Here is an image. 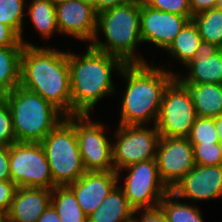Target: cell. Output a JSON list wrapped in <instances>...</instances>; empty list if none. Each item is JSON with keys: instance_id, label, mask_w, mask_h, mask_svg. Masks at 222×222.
<instances>
[{"instance_id": "cell-7", "label": "cell", "mask_w": 222, "mask_h": 222, "mask_svg": "<svg viewBox=\"0 0 222 222\" xmlns=\"http://www.w3.org/2000/svg\"><path fill=\"white\" fill-rule=\"evenodd\" d=\"M9 169L11 181L17 187L49 190L56 187L46 153L40 142H15L11 144Z\"/></svg>"}, {"instance_id": "cell-17", "label": "cell", "mask_w": 222, "mask_h": 222, "mask_svg": "<svg viewBox=\"0 0 222 222\" xmlns=\"http://www.w3.org/2000/svg\"><path fill=\"white\" fill-rule=\"evenodd\" d=\"M186 66L189 68L187 76L175 73L181 83L222 84V49L218 46L202 41L194 59L189 61Z\"/></svg>"}, {"instance_id": "cell-20", "label": "cell", "mask_w": 222, "mask_h": 222, "mask_svg": "<svg viewBox=\"0 0 222 222\" xmlns=\"http://www.w3.org/2000/svg\"><path fill=\"white\" fill-rule=\"evenodd\" d=\"M191 93L199 117L215 118L222 114V84H184Z\"/></svg>"}, {"instance_id": "cell-43", "label": "cell", "mask_w": 222, "mask_h": 222, "mask_svg": "<svg viewBox=\"0 0 222 222\" xmlns=\"http://www.w3.org/2000/svg\"><path fill=\"white\" fill-rule=\"evenodd\" d=\"M218 8L222 9V0H219V3H218Z\"/></svg>"}, {"instance_id": "cell-22", "label": "cell", "mask_w": 222, "mask_h": 222, "mask_svg": "<svg viewBox=\"0 0 222 222\" xmlns=\"http://www.w3.org/2000/svg\"><path fill=\"white\" fill-rule=\"evenodd\" d=\"M202 42L197 25L189 20L165 50L172 58L186 65L194 56Z\"/></svg>"}, {"instance_id": "cell-27", "label": "cell", "mask_w": 222, "mask_h": 222, "mask_svg": "<svg viewBox=\"0 0 222 222\" xmlns=\"http://www.w3.org/2000/svg\"><path fill=\"white\" fill-rule=\"evenodd\" d=\"M25 0H0V22L11 27L20 37L24 46L35 47L23 39V16Z\"/></svg>"}, {"instance_id": "cell-26", "label": "cell", "mask_w": 222, "mask_h": 222, "mask_svg": "<svg viewBox=\"0 0 222 222\" xmlns=\"http://www.w3.org/2000/svg\"><path fill=\"white\" fill-rule=\"evenodd\" d=\"M202 41L214 44L222 49V9H213L193 15Z\"/></svg>"}, {"instance_id": "cell-29", "label": "cell", "mask_w": 222, "mask_h": 222, "mask_svg": "<svg viewBox=\"0 0 222 222\" xmlns=\"http://www.w3.org/2000/svg\"><path fill=\"white\" fill-rule=\"evenodd\" d=\"M193 146L195 165H222V155L218 143H191Z\"/></svg>"}, {"instance_id": "cell-6", "label": "cell", "mask_w": 222, "mask_h": 222, "mask_svg": "<svg viewBox=\"0 0 222 222\" xmlns=\"http://www.w3.org/2000/svg\"><path fill=\"white\" fill-rule=\"evenodd\" d=\"M40 143L56 186L74 183L86 172L75 134L74 115L65 116Z\"/></svg>"}, {"instance_id": "cell-10", "label": "cell", "mask_w": 222, "mask_h": 222, "mask_svg": "<svg viewBox=\"0 0 222 222\" xmlns=\"http://www.w3.org/2000/svg\"><path fill=\"white\" fill-rule=\"evenodd\" d=\"M147 125H119L112 142L113 166L115 172L132 164L156 158L160 138L156 128Z\"/></svg>"}, {"instance_id": "cell-23", "label": "cell", "mask_w": 222, "mask_h": 222, "mask_svg": "<svg viewBox=\"0 0 222 222\" xmlns=\"http://www.w3.org/2000/svg\"><path fill=\"white\" fill-rule=\"evenodd\" d=\"M28 15L42 38H50L59 32L56 20V6L50 0H33L28 5Z\"/></svg>"}, {"instance_id": "cell-13", "label": "cell", "mask_w": 222, "mask_h": 222, "mask_svg": "<svg viewBox=\"0 0 222 222\" xmlns=\"http://www.w3.org/2000/svg\"><path fill=\"white\" fill-rule=\"evenodd\" d=\"M55 6L59 33L90 44L96 33L98 14L91 1L68 0Z\"/></svg>"}, {"instance_id": "cell-1", "label": "cell", "mask_w": 222, "mask_h": 222, "mask_svg": "<svg viewBox=\"0 0 222 222\" xmlns=\"http://www.w3.org/2000/svg\"><path fill=\"white\" fill-rule=\"evenodd\" d=\"M20 86L51 102L65 116L72 115L68 52L24 46Z\"/></svg>"}, {"instance_id": "cell-2", "label": "cell", "mask_w": 222, "mask_h": 222, "mask_svg": "<svg viewBox=\"0 0 222 222\" xmlns=\"http://www.w3.org/2000/svg\"><path fill=\"white\" fill-rule=\"evenodd\" d=\"M72 115L90 114L104 96L114 94L112 71L119 73L126 63L119 57L92 48L85 54L68 53Z\"/></svg>"}, {"instance_id": "cell-19", "label": "cell", "mask_w": 222, "mask_h": 222, "mask_svg": "<svg viewBox=\"0 0 222 222\" xmlns=\"http://www.w3.org/2000/svg\"><path fill=\"white\" fill-rule=\"evenodd\" d=\"M135 210L118 184L102 204L87 217L88 222H132Z\"/></svg>"}, {"instance_id": "cell-4", "label": "cell", "mask_w": 222, "mask_h": 222, "mask_svg": "<svg viewBox=\"0 0 222 222\" xmlns=\"http://www.w3.org/2000/svg\"><path fill=\"white\" fill-rule=\"evenodd\" d=\"M142 0L103 10L97 14L96 33L89 44L92 48L121 58L126 64L147 63L137 55L136 47L142 42L140 8ZM106 42L99 41V33Z\"/></svg>"}, {"instance_id": "cell-24", "label": "cell", "mask_w": 222, "mask_h": 222, "mask_svg": "<svg viewBox=\"0 0 222 222\" xmlns=\"http://www.w3.org/2000/svg\"><path fill=\"white\" fill-rule=\"evenodd\" d=\"M51 204L61 222H88L73 192L67 186H56L51 193Z\"/></svg>"}, {"instance_id": "cell-30", "label": "cell", "mask_w": 222, "mask_h": 222, "mask_svg": "<svg viewBox=\"0 0 222 222\" xmlns=\"http://www.w3.org/2000/svg\"><path fill=\"white\" fill-rule=\"evenodd\" d=\"M15 142L11 109L6 100L0 97V146H10Z\"/></svg>"}, {"instance_id": "cell-40", "label": "cell", "mask_w": 222, "mask_h": 222, "mask_svg": "<svg viewBox=\"0 0 222 222\" xmlns=\"http://www.w3.org/2000/svg\"><path fill=\"white\" fill-rule=\"evenodd\" d=\"M0 222H7V214L0 211Z\"/></svg>"}, {"instance_id": "cell-3", "label": "cell", "mask_w": 222, "mask_h": 222, "mask_svg": "<svg viewBox=\"0 0 222 222\" xmlns=\"http://www.w3.org/2000/svg\"><path fill=\"white\" fill-rule=\"evenodd\" d=\"M120 75L126 80L119 125L156 124L168 84L175 72L155 68L148 63L126 64Z\"/></svg>"}, {"instance_id": "cell-16", "label": "cell", "mask_w": 222, "mask_h": 222, "mask_svg": "<svg viewBox=\"0 0 222 222\" xmlns=\"http://www.w3.org/2000/svg\"><path fill=\"white\" fill-rule=\"evenodd\" d=\"M119 184L115 171H86L77 181L67 185L88 217Z\"/></svg>"}, {"instance_id": "cell-21", "label": "cell", "mask_w": 222, "mask_h": 222, "mask_svg": "<svg viewBox=\"0 0 222 222\" xmlns=\"http://www.w3.org/2000/svg\"><path fill=\"white\" fill-rule=\"evenodd\" d=\"M23 48L24 46L0 47V97L20 85Z\"/></svg>"}, {"instance_id": "cell-31", "label": "cell", "mask_w": 222, "mask_h": 222, "mask_svg": "<svg viewBox=\"0 0 222 222\" xmlns=\"http://www.w3.org/2000/svg\"><path fill=\"white\" fill-rule=\"evenodd\" d=\"M153 9L186 16L192 20V12L189 6V0H143Z\"/></svg>"}, {"instance_id": "cell-36", "label": "cell", "mask_w": 222, "mask_h": 222, "mask_svg": "<svg viewBox=\"0 0 222 222\" xmlns=\"http://www.w3.org/2000/svg\"><path fill=\"white\" fill-rule=\"evenodd\" d=\"M219 0H189L192 15L213 9L218 6Z\"/></svg>"}, {"instance_id": "cell-35", "label": "cell", "mask_w": 222, "mask_h": 222, "mask_svg": "<svg viewBox=\"0 0 222 222\" xmlns=\"http://www.w3.org/2000/svg\"><path fill=\"white\" fill-rule=\"evenodd\" d=\"M10 146H0V180L11 181L10 169Z\"/></svg>"}, {"instance_id": "cell-18", "label": "cell", "mask_w": 222, "mask_h": 222, "mask_svg": "<svg viewBox=\"0 0 222 222\" xmlns=\"http://www.w3.org/2000/svg\"><path fill=\"white\" fill-rule=\"evenodd\" d=\"M52 190L18 187L7 214V222H36L51 203Z\"/></svg>"}, {"instance_id": "cell-25", "label": "cell", "mask_w": 222, "mask_h": 222, "mask_svg": "<svg viewBox=\"0 0 222 222\" xmlns=\"http://www.w3.org/2000/svg\"><path fill=\"white\" fill-rule=\"evenodd\" d=\"M178 200V196L170 190L159 203L168 222H204L196 205L180 203Z\"/></svg>"}, {"instance_id": "cell-42", "label": "cell", "mask_w": 222, "mask_h": 222, "mask_svg": "<svg viewBox=\"0 0 222 222\" xmlns=\"http://www.w3.org/2000/svg\"><path fill=\"white\" fill-rule=\"evenodd\" d=\"M219 148H220V153H221V155H222V140H219Z\"/></svg>"}, {"instance_id": "cell-28", "label": "cell", "mask_w": 222, "mask_h": 222, "mask_svg": "<svg viewBox=\"0 0 222 222\" xmlns=\"http://www.w3.org/2000/svg\"><path fill=\"white\" fill-rule=\"evenodd\" d=\"M188 139L191 143H219L214 118L197 117Z\"/></svg>"}, {"instance_id": "cell-12", "label": "cell", "mask_w": 222, "mask_h": 222, "mask_svg": "<svg viewBox=\"0 0 222 222\" xmlns=\"http://www.w3.org/2000/svg\"><path fill=\"white\" fill-rule=\"evenodd\" d=\"M155 159L160 177L170 190L195 166L188 138L160 136Z\"/></svg>"}, {"instance_id": "cell-37", "label": "cell", "mask_w": 222, "mask_h": 222, "mask_svg": "<svg viewBox=\"0 0 222 222\" xmlns=\"http://www.w3.org/2000/svg\"><path fill=\"white\" fill-rule=\"evenodd\" d=\"M131 1L134 0H91V3L93 4L96 12L99 13L103 10L124 5Z\"/></svg>"}, {"instance_id": "cell-41", "label": "cell", "mask_w": 222, "mask_h": 222, "mask_svg": "<svg viewBox=\"0 0 222 222\" xmlns=\"http://www.w3.org/2000/svg\"><path fill=\"white\" fill-rule=\"evenodd\" d=\"M53 4H58L60 2H65V1H68V0H50Z\"/></svg>"}, {"instance_id": "cell-32", "label": "cell", "mask_w": 222, "mask_h": 222, "mask_svg": "<svg viewBox=\"0 0 222 222\" xmlns=\"http://www.w3.org/2000/svg\"><path fill=\"white\" fill-rule=\"evenodd\" d=\"M17 186L12 181L0 180V211L8 214Z\"/></svg>"}, {"instance_id": "cell-14", "label": "cell", "mask_w": 222, "mask_h": 222, "mask_svg": "<svg viewBox=\"0 0 222 222\" xmlns=\"http://www.w3.org/2000/svg\"><path fill=\"white\" fill-rule=\"evenodd\" d=\"M189 21L186 16L156 10L143 0L140 8L142 42H149L166 50Z\"/></svg>"}, {"instance_id": "cell-33", "label": "cell", "mask_w": 222, "mask_h": 222, "mask_svg": "<svg viewBox=\"0 0 222 222\" xmlns=\"http://www.w3.org/2000/svg\"><path fill=\"white\" fill-rule=\"evenodd\" d=\"M24 46L21 37L9 26L0 22V47Z\"/></svg>"}, {"instance_id": "cell-8", "label": "cell", "mask_w": 222, "mask_h": 222, "mask_svg": "<svg viewBox=\"0 0 222 222\" xmlns=\"http://www.w3.org/2000/svg\"><path fill=\"white\" fill-rule=\"evenodd\" d=\"M197 117L190 91L175 77L163 94L155 124L159 135L188 138Z\"/></svg>"}, {"instance_id": "cell-39", "label": "cell", "mask_w": 222, "mask_h": 222, "mask_svg": "<svg viewBox=\"0 0 222 222\" xmlns=\"http://www.w3.org/2000/svg\"><path fill=\"white\" fill-rule=\"evenodd\" d=\"M214 123L216 126V131L218 133V138L219 140H222V114L214 118Z\"/></svg>"}, {"instance_id": "cell-34", "label": "cell", "mask_w": 222, "mask_h": 222, "mask_svg": "<svg viewBox=\"0 0 222 222\" xmlns=\"http://www.w3.org/2000/svg\"><path fill=\"white\" fill-rule=\"evenodd\" d=\"M140 211L141 218L133 217L132 222H168L166 216L159 206L152 209H139L136 210L134 214L136 215V213Z\"/></svg>"}, {"instance_id": "cell-11", "label": "cell", "mask_w": 222, "mask_h": 222, "mask_svg": "<svg viewBox=\"0 0 222 222\" xmlns=\"http://www.w3.org/2000/svg\"><path fill=\"white\" fill-rule=\"evenodd\" d=\"M74 128L86 171H115L112 142L104 134L105 125L93 122L90 114L74 115Z\"/></svg>"}, {"instance_id": "cell-5", "label": "cell", "mask_w": 222, "mask_h": 222, "mask_svg": "<svg viewBox=\"0 0 222 222\" xmlns=\"http://www.w3.org/2000/svg\"><path fill=\"white\" fill-rule=\"evenodd\" d=\"M3 98L11 109L16 142H41L65 118L51 102L20 85Z\"/></svg>"}, {"instance_id": "cell-15", "label": "cell", "mask_w": 222, "mask_h": 222, "mask_svg": "<svg viewBox=\"0 0 222 222\" xmlns=\"http://www.w3.org/2000/svg\"><path fill=\"white\" fill-rule=\"evenodd\" d=\"M179 199H222V165H195L171 190Z\"/></svg>"}, {"instance_id": "cell-9", "label": "cell", "mask_w": 222, "mask_h": 222, "mask_svg": "<svg viewBox=\"0 0 222 222\" xmlns=\"http://www.w3.org/2000/svg\"><path fill=\"white\" fill-rule=\"evenodd\" d=\"M127 171L122 191L130 206L136 211L139 209H152L170 191L162 181L157 167L156 159L132 164L117 171L118 179L121 171Z\"/></svg>"}, {"instance_id": "cell-38", "label": "cell", "mask_w": 222, "mask_h": 222, "mask_svg": "<svg viewBox=\"0 0 222 222\" xmlns=\"http://www.w3.org/2000/svg\"><path fill=\"white\" fill-rule=\"evenodd\" d=\"M36 222H61L56 209L50 203Z\"/></svg>"}]
</instances>
